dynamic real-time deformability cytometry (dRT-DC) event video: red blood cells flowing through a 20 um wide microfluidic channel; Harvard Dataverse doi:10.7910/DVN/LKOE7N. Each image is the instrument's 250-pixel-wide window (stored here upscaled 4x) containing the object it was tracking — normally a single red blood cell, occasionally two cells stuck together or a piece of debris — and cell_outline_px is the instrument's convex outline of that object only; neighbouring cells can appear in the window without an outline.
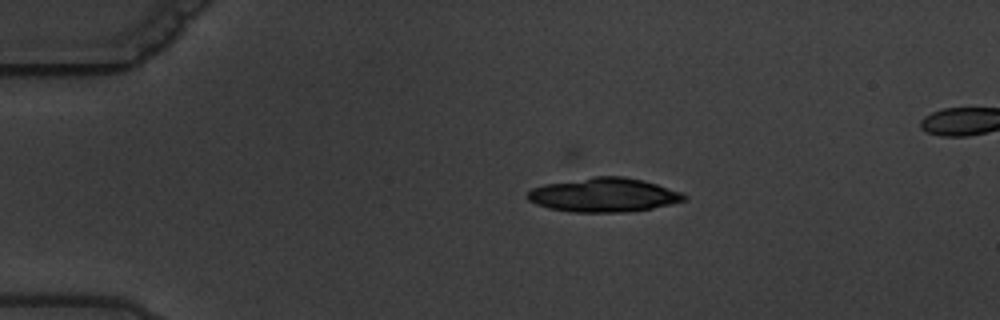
{"species": "common noctule bat (a hibernating species)", "species_latin": "Nyctalus noctula", "temperature_condition": "warm", "stored_images_in_passage": 5, "camera_frame_rate_fps": 3000, "um_per_image_px": 0.085, "animal": {"sex": "male", "body_mass_g": 19.5, "forearm_length_mm": 54.6}, "frame": {"image": 1, "passage_image": 3, "time_ms": 2.333, "image_size_px": [1000, 320], "cell_outline_px": [[688, 200], [652, 208], [628, 212], [572, 212], [548, 208], [536, 204], [528, 200], [524, 196], [532, 188], [544, 184], [592, 176], [624, 176], [644, 180], [680, 192], [688, 196]], "centroid_in_image_um": [51.3, 16.57], "position_along_channel_um": 33.7, "area_um2": 31.27}}